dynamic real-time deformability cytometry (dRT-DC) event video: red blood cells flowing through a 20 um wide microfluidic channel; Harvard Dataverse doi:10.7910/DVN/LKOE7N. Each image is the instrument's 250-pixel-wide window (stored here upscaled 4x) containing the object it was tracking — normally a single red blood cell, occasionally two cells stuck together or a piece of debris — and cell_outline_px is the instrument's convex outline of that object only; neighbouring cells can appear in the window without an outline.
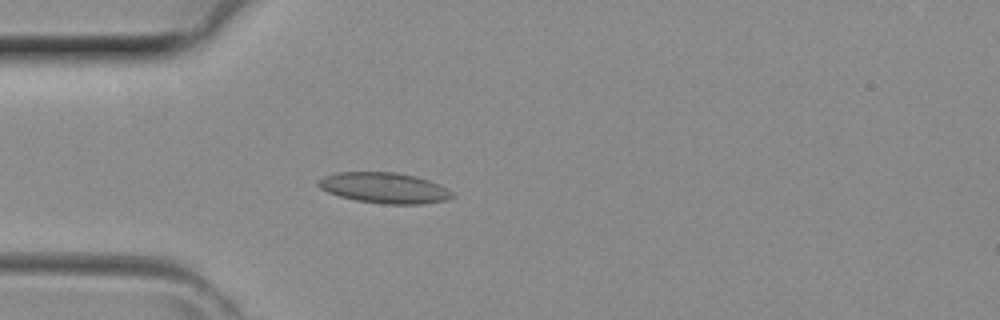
{"species": "common noctule bat (a hibernating species)", "species_latin": "Nyctalus noctula", "temperature_condition": "room temperature", "stored_images_in_passage": 41, "camera_frame_rate_fps": 3000, "um_per_image_px": 0.085, "animal": {"sex": "female", "body_mass_g": 29.2, "forearm_length_mm": 56.3}, "frame": {"image": 1, "passage_image": 11, "time_ms": 3.333, "image_size_px": [1000, 320], "cell_outline_px": [[456, 196], [444, 200], [420, 204], [384, 204], [356, 200], [340, 196], [328, 192], [320, 188], [316, 184], [316, 180], [324, 176], [336, 172], [396, 172], [416, 176], [440, 184], [452, 192]], "centroid_in_image_um": [32.65, 15.96], "position_along_channel_um": 52.4, "area_um2": 23.99}}
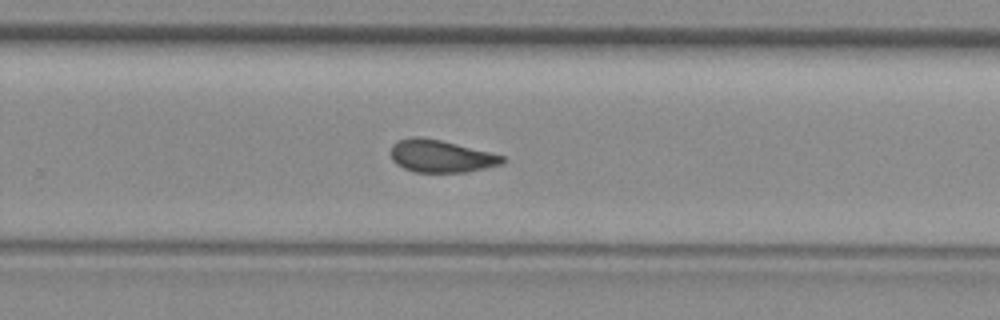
{"frame": {"image": 2, "passage_image": 26, "time_ms": 8.333, "image_size_px": [1000, 320], "cell_outline_px": [[504, 160], [500, 164], [464, 172], [416, 172], [404, 168], [396, 164], [392, 160], [392, 144], [400, 140], [416, 136], [420, 136], [440, 140], [504, 156]], "centroid_in_image_um": [37.43, 13.27], "position_along_channel_um": 292.4, "area_um2": 20.58}}
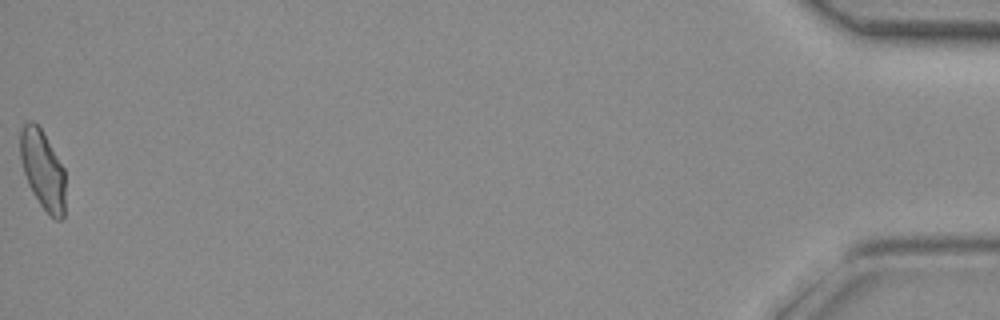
{"frame": {"image": 3, "passage_image": 41, "time_ms": 13.333, "image_size_px": [1000, 320], "cell_outline_px": [[64, 216], [60, 220], [56, 220], [40, 204], [32, 192], [28, 184], [20, 160], [20, 128], [28, 120], [32, 120], [40, 128], [64, 168]], "centroid_in_image_um": [3.61, 14.41], "position_along_channel_um": 431.6, "area_um2": 20.52}}